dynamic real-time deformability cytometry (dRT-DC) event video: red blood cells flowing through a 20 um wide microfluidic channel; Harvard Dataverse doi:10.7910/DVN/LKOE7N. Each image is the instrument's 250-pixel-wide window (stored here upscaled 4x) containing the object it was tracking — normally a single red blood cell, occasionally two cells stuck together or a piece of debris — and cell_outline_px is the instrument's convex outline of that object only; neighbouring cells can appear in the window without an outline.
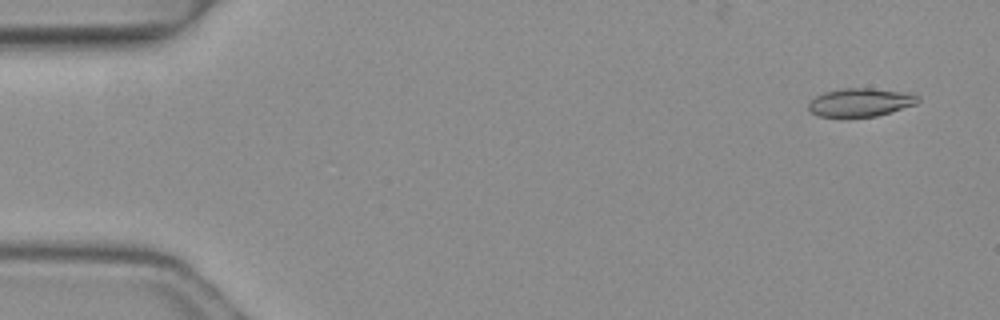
{"species": "common noctule bat (a hibernating species)", "species_latin": "Nyctalus noctula", "temperature_condition": "warm", "stored_images_in_passage": 6, "segment_of_instrument_passage": [2, 2], "camera_frame_rate_fps": 3000, "um_per_image_px": 0.085, "animal": {"sex": "female", "body_mass_g": 19.3, "forearm_length_mm": 54.1}, "frame": {"image": 1, "passage_image": 6, "time_ms": 1.667, "image_size_px": [1000, 320], "cell_outline_px": [[920, 100], [916, 104], [876, 116], [820, 116], [812, 112], [808, 108], [808, 104], [816, 96], [824, 92], [840, 88], [872, 88], [912, 92], [920, 96]], "centroid_in_image_um": [73.19, 8.67], "position_along_channel_um": 11.8, "area_um2": 18.03}}